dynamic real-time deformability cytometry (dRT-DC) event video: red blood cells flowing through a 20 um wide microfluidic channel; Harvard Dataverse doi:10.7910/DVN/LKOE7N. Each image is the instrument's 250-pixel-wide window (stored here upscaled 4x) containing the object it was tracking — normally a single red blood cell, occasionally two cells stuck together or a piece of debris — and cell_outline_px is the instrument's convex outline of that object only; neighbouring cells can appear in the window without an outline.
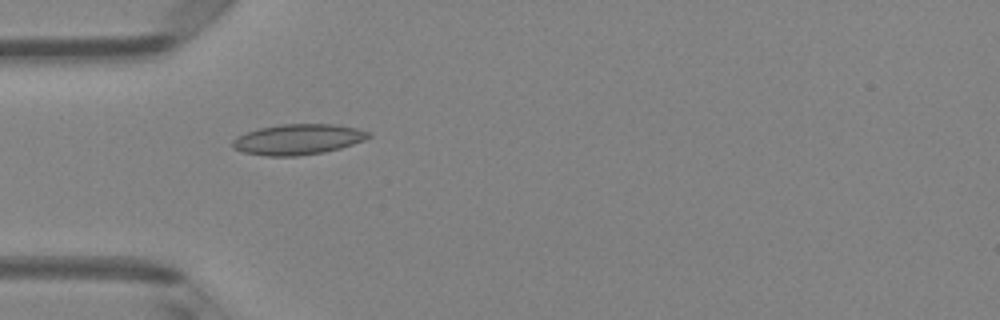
{"species": "Egyptian fruit bat (a non-hibernating species)", "species_latin": "Rousettus aegyptiacus", "temperature_condition": "room temperature", "stored_images_in_passage": 7, "camera_frame_rate_fps": 3000, "um_per_image_px": 0.085, "animal": {"sex": "female"}, "frame": {"image": 1, "passage_image": 5, "time_ms": 4.667, "image_size_px": [1000, 320], "cell_outline_px": [[372, 136], [364, 140], [340, 148], [324, 152], [296, 156], [268, 156], [244, 152], [232, 148], [232, 140], [236, 136], [260, 128], [280, 124], [332, 124], [356, 128], [368, 132]], "centroid_in_image_um": [25.31, 11.85], "position_along_channel_um": 59.7, "area_um2": 24.04}}
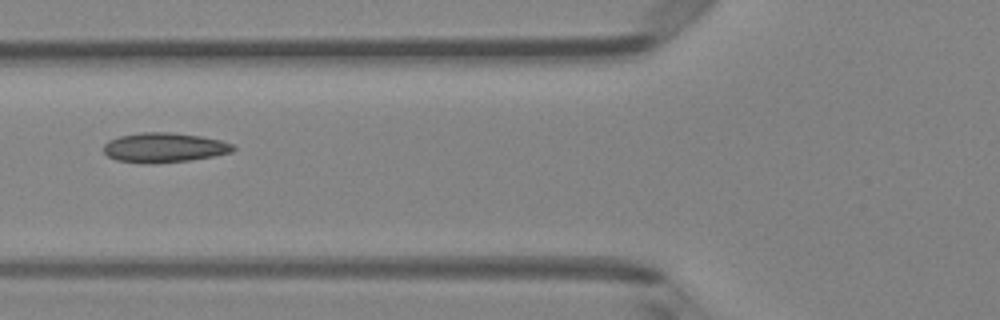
{"frame": {"image": 2, "passage_image": 6, "time_ms": 6.0, "image_size_px": [1000, 320], "cell_outline_px": [[236, 148], [232, 152], [212, 156], [188, 160], [152, 164], [116, 160], [108, 156], [104, 152], [104, 144], [108, 140], [120, 136], [140, 132], [168, 132], [200, 136], [220, 140], [232, 144]], "centroid_in_image_um": [13.93, 12.54], "position_along_channel_um": 111.9, "area_um2": 22.25}}
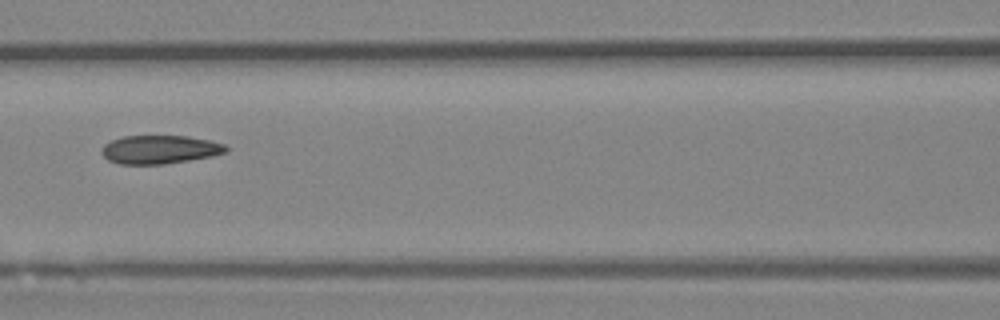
{"frame": {"image": 3, "passage_image": 7, "time_ms": 7.0, "image_size_px": [1000, 320], "cell_outline_px": [[228, 152], [212, 156], [164, 164], [120, 164], [108, 160], [100, 152], [100, 148], [104, 144], [112, 140], [124, 136], [188, 136], [208, 140], [224, 144], [228, 148]], "centroid_in_image_um": [13.56, 12.71], "position_along_channel_um": 153.0, "area_um2": 20.63}}